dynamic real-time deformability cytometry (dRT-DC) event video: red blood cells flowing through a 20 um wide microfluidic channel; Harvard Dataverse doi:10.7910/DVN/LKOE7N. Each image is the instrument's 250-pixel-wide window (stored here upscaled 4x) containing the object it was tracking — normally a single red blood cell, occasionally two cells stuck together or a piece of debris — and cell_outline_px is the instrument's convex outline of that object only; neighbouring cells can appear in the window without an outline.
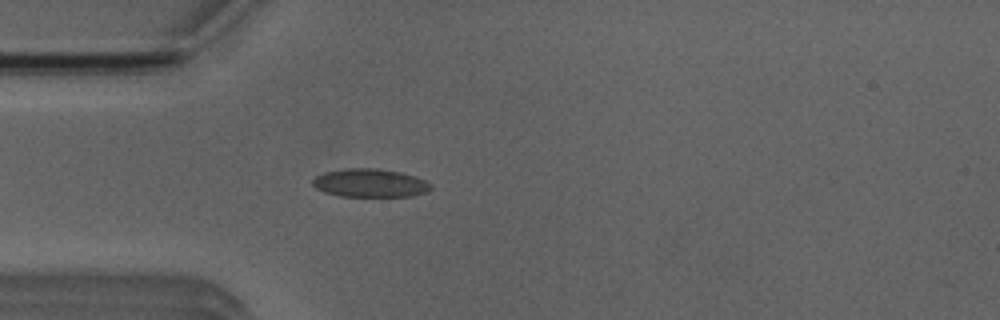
{"species": "Egyptian fruit bat (a non-hibernating species)", "species_latin": "Rousettus aegyptiacus", "temperature_condition": "room temperature", "stored_images_in_passage": 3, "camera_frame_rate_fps": 3000, "um_per_image_px": 0.085, "animal": {"sex": "male"}, "frame": {"image": 1, "passage_image": 3, "time_ms": 2.333, "image_size_px": [1000, 320], "cell_outline_px": [[432, 188], [424, 192], [412, 196], [340, 196], [324, 192], [316, 188], [312, 184], [312, 180], [316, 176], [324, 172], [348, 168], [376, 168], [400, 172], [416, 176], [432, 184]], "centroid_in_image_um": [31.45, 15.55], "position_along_channel_um": 53.6, "area_um2": 19.48}}